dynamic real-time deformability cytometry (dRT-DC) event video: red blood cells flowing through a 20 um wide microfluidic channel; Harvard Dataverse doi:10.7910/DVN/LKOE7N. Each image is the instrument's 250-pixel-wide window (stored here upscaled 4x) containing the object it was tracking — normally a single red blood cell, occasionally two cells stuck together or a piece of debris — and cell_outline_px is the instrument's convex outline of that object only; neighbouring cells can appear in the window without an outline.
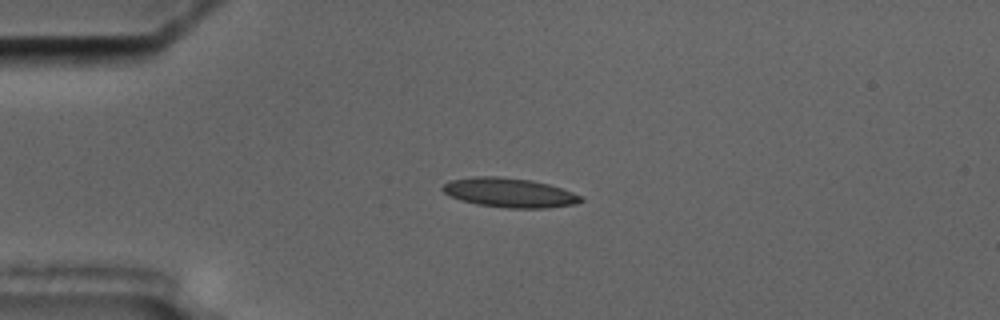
{"species": "common noctule bat (a hibernating species)", "species_latin": "Nyctalus noctula", "temperature_condition": "cold", "stored_images_in_passage": 3, "camera_frame_rate_fps": 3000, "um_per_image_px": 0.085, "animal": {"sex": "male", "body_mass_g": 17.5, "forearm_length_mm": 52.3}, "frame": {"image": 1, "passage_image": 1, "time_ms": 0.0, "image_size_px": [1000, 320], "cell_outline_px": [[584, 200], [576, 204], [548, 208], [508, 208], [476, 204], [460, 200], [444, 192], [440, 188], [444, 184], [452, 180], [472, 176], [500, 176], [532, 180], [548, 184], [572, 192], [580, 196]], "centroid_in_image_um": [43.3, 16.37], "position_along_channel_um": 41.7, "area_um2": 23.64}}